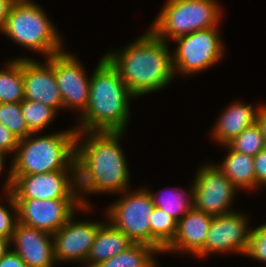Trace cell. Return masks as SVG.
<instances>
[{
    "label": "cell",
    "mask_w": 266,
    "mask_h": 267,
    "mask_svg": "<svg viewBox=\"0 0 266 267\" xmlns=\"http://www.w3.org/2000/svg\"><path fill=\"white\" fill-rule=\"evenodd\" d=\"M12 176L13 185L10 191L15 199L80 200L76 171Z\"/></svg>",
    "instance_id": "8fae6325"
},
{
    "label": "cell",
    "mask_w": 266,
    "mask_h": 267,
    "mask_svg": "<svg viewBox=\"0 0 266 267\" xmlns=\"http://www.w3.org/2000/svg\"><path fill=\"white\" fill-rule=\"evenodd\" d=\"M0 123L18 139L26 138L31 134L22 114L21 102L0 103Z\"/></svg>",
    "instance_id": "4316f807"
},
{
    "label": "cell",
    "mask_w": 266,
    "mask_h": 267,
    "mask_svg": "<svg viewBox=\"0 0 266 267\" xmlns=\"http://www.w3.org/2000/svg\"><path fill=\"white\" fill-rule=\"evenodd\" d=\"M51 20L37 1L15 0L1 33L22 48L49 58L65 50L63 37Z\"/></svg>",
    "instance_id": "5b68a950"
},
{
    "label": "cell",
    "mask_w": 266,
    "mask_h": 267,
    "mask_svg": "<svg viewBox=\"0 0 266 267\" xmlns=\"http://www.w3.org/2000/svg\"><path fill=\"white\" fill-rule=\"evenodd\" d=\"M7 155H8V157H9V154L8 153H6L5 151H3V150H0V176H1V174H2V172L3 171H5L6 172V170H5V158L7 157Z\"/></svg>",
    "instance_id": "d590c367"
},
{
    "label": "cell",
    "mask_w": 266,
    "mask_h": 267,
    "mask_svg": "<svg viewBox=\"0 0 266 267\" xmlns=\"http://www.w3.org/2000/svg\"><path fill=\"white\" fill-rule=\"evenodd\" d=\"M31 133L19 139L15 155L11 158L10 169L5 178L4 191L13 185L12 175L44 174L51 171H76L75 128L48 133ZM39 135V136H38Z\"/></svg>",
    "instance_id": "277c9868"
},
{
    "label": "cell",
    "mask_w": 266,
    "mask_h": 267,
    "mask_svg": "<svg viewBox=\"0 0 266 267\" xmlns=\"http://www.w3.org/2000/svg\"><path fill=\"white\" fill-rule=\"evenodd\" d=\"M0 68V103L24 100L23 58H12Z\"/></svg>",
    "instance_id": "7402d4cb"
},
{
    "label": "cell",
    "mask_w": 266,
    "mask_h": 267,
    "mask_svg": "<svg viewBox=\"0 0 266 267\" xmlns=\"http://www.w3.org/2000/svg\"><path fill=\"white\" fill-rule=\"evenodd\" d=\"M19 139L10 130L0 123V150L11 154L9 158L15 155Z\"/></svg>",
    "instance_id": "4dcf8cb0"
},
{
    "label": "cell",
    "mask_w": 266,
    "mask_h": 267,
    "mask_svg": "<svg viewBox=\"0 0 266 267\" xmlns=\"http://www.w3.org/2000/svg\"><path fill=\"white\" fill-rule=\"evenodd\" d=\"M227 145L234 151L253 157L266 147L264 136L257 122L245 128L228 142Z\"/></svg>",
    "instance_id": "484cf974"
},
{
    "label": "cell",
    "mask_w": 266,
    "mask_h": 267,
    "mask_svg": "<svg viewBox=\"0 0 266 267\" xmlns=\"http://www.w3.org/2000/svg\"><path fill=\"white\" fill-rule=\"evenodd\" d=\"M21 109L31 133H41L46 127L49 128L50 123L58 116L54 108L38 101L24 99L21 101Z\"/></svg>",
    "instance_id": "d4e9b609"
},
{
    "label": "cell",
    "mask_w": 266,
    "mask_h": 267,
    "mask_svg": "<svg viewBox=\"0 0 266 267\" xmlns=\"http://www.w3.org/2000/svg\"><path fill=\"white\" fill-rule=\"evenodd\" d=\"M4 194L3 198L7 200L8 207L0 202V236L11 240L18 223V209L13 193L11 191H4Z\"/></svg>",
    "instance_id": "83f0119b"
},
{
    "label": "cell",
    "mask_w": 266,
    "mask_h": 267,
    "mask_svg": "<svg viewBox=\"0 0 266 267\" xmlns=\"http://www.w3.org/2000/svg\"><path fill=\"white\" fill-rule=\"evenodd\" d=\"M249 218L241 210L213 216L204 247L194 257L203 259L227 252L245 256L252 229Z\"/></svg>",
    "instance_id": "30bf717a"
},
{
    "label": "cell",
    "mask_w": 266,
    "mask_h": 267,
    "mask_svg": "<svg viewBox=\"0 0 266 267\" xmlns=\"http://www.w3.org/2000/svg\"><path fill=\"white\" fill-rule=\"evenodd\" d=\"M246 256L266 264V223L252 227Z\"/></svg>",
    "instance_id": "f1b7e54d"
},
{
    "label": "cell",
    "mask_w": 266,
    "mask_h": 267,
    "mask_svg": "<svg viewBox=\"0 0 266 267\" xmlns=\"http://www.w3.org/2000/svg\"><path fill=\"white\" fill-rule=\"evenodd\" d=\"M147 189L152 197L153 204L177 221L193 208V184L186 192L185 189L180 187L170 188V191L161 189L158 193Z\"/></svg>",
    "instance_id": "44dd1931"
},
{
    "label": "cell",
    "mask_w": 266,
    "mask_h": 267,
    "mask_svg": "<svg viewBox=\"0 0 266 267\" xmlns=\"http://www.w3.org/2000/svg\"><path fill=\"white\" fill-rule=\"evenodd\" d=\"M22 58L24 99L41 102L59 113L63 110V99L52 67V56L44 58V62L27 56L17 57Z\"/></svg>",
    "instance_id": "9a60e30c"
},
{
    "label": "cell",
    "mask_w": 266,
    "mask_h": 267,
    "mask_svg": "<svg viewBox=\"0 0 266 267\" xmlns=\"http://www.w3.org/2000/svg\"><path fill=\"white\" fill-rule=\"evenodd\" d=\"M10 245L28 267H54L55 264L57 265L52 234L48 232L18 222Z\"/></svg>",
    "instance_id": "2e32d148"
},
{
    "label": "cell",
    "mask_w": 266,
    "mask_h": 267,
    "mask_svg": "<svg viewBox=\"0 0 266 267\" xmlns=\"http://www.w3.org/2000/svg\"><path fill=\"white\" fill-rule=\"evenodd\" d=\"M220 27L197 30L172 40L177 44L172 53L175 76L191 77L223 60L226 49Z\"/></svg>",
    "instance_id": "52a82bcc"
},
{
    "label": "cell",
    "mask_w": 266,
    "mask_h": 267,
    "mask_svg": "<svg viewBox=\"0 0 266 267\" xmlns=\"http://www.w3.org/2000/svg\"><path fill=\"white\" fill-rule=\"evenodd\" d=\"M168 45L147 29L122 49L107 51L104 57L118 71L129 91L139 98L161 91L175 80Z\"/></svg>",
    "instance_id": "7a4b0ae2"
},
{
    "label": "cell",
    "mask_w": 266,
    "mask_h": 267,
    "mask_svg": "<svg viewBox=\"0 0 266 267\" xmlns=\"http://www.w3.org/2000/svg\"><path fill=\"white\" fill-rule=\"evenodd\" d=\"M254 170L256 190L261 187L266 189V147L254 156Z\"/></svg>",
    "instance_id": "f546056e"
},
{
    "label": "cell",
    "mask_w": 266,
    "mask_h": 267,
    "mask_svg": "<svg viewBox=\"0 0 266 267\" xmlns=\"http://www.w3.org/2000/svg\"><path fill=\"white\" fill-rule=\"evenodd\" d=\"M222 12L218 0H166L149 29L168 42L197 30L221 25Z\"/></svg>",
    "instance_id": "8992f818"
},
{
    "label": "cell",
    "mask_w": 266,
    "mask_h": 267,
    "mask_svg": "<svg viewBox=\"0 0 266 267\" xmlns=\"http://www.w3.org/2000/svg\"><path fill=\"white\" fill-rule=\"evenodd\" d=\"M99 60L91 74L86 110L74 128L82 132H127L130 102L136 97L104 55Z\"/></svg>",
    "instance_id": "3957f363"
},
{
    "label": "cell",
    "mask_w": 266,
    "mask_h": 267,
    "mask_svg": "<svg viewBox=\"0 0 266 267\" xmlns=\"http://www.w3.org/2000/svg\"><path fill=\"white\" fill-rule=\"evenodd\" d=\"M212 219V215L192 208L178 221L176 235L163 254L194 257L204 247Z\"/></svg>",
    "instance_id": "e0dca14e"
},
{
    "label": "cell",
    "mask_w": 266,
    "mask_h": 267,
    "mask_svg": "<svg viewBox=\"0 0 266 267\" xmlns=\"http://www.w3.org/2000/svg\"><path fill=\"white\" fill-rule=\"evenodd\" d=\"M257 123L261 128V132L264 136L265 145H266V103H262L258 116H257Z\"/></svg>",
    "instance_id": "836d02e7"
},
{
    "label": "cell",
    "mask_w": 266,
    "mask_h": 267,
    "mask_svg": "<svg viewBox=\"0 0 266 267\" xmlns=\"http://www.w3.org/2000/svg\"><path fill=\"white\" fill-rule=\"evenodd\" d=\"M15 0H0V33L5 24L11 5Z\"/></svg>",
    "instance_id": "d6a6232c"
},
{
    "label": "cell",
    "mask_w": 266,
    "mask_h": 267,
    "mask_svg": "<svg viewBox=\"0 0 266 267\" xmlns=\"http://www.w3.org/2000/svg\"><path fill=\"white\" fill-rule=\"evenodd\" d=\"M11 248L10 239L0 237V259L9 251Z\"/></svg>",
    "instance_id": "e575fe53"
},
{
    "label": "cell",
    "mask_w": 266,
    "mask_h": 267,
    "mask_svg": "<svg viewBox=\"0 0 266 267\" xmlns=\"http://www.w3.org/2000/svg\"><path fill=\"white\" fill-rule=\"evenodd\" d=\"M178 221L162 209L154 207L150 215L151 246L159 253L173 241L177 232Z\"/></svg>",
    "instance_id": "cb8c5ba5"
},
{
    "label": "cell",
    "mask_w": 266,
    "mask_h": 267,
    "mask_svg": "<svg viewBox=\"0 0 266 267\" xmlns=\"http://www.w3.org/2000/svg\"><path fill=\"white\" fill-rule=\"evenodd\" d=\"M196 172L192 180L194 209L212 216L236 211L232 206L239 190L216 166V162H205Z\"/></svg>",
    "instance_id": "9c48e42d"
},
{
    "label": "cell",
    "mask_w": 266,
    "mask_h": 267,
    "mask_svg": "<svg viewBox=\"0 0 266 267\" xmlns=\"http://www.w3.org/2000/svg\"><path fill=\"white\" fill-rule=\"evenodd\" d=\"M156 254L160 253L154 247L134 243L126 251L101 262L96 267H159L160 263L157 262Z\"/></svg>",
    "instance_id": "603a6c76"
},
{
    "label": "cell",
    "mask_w": 266,
    "mask_h": 267,
    "mask_svg": "<svg viewBox=\"0 0 266 267\" xmlns=\"http://www.w3.org/2000/svg\"><path fill=\"white\" fill-rule=\"evenodd\" d=\"M222 147L227 150L226 157L224 156L222 164L220 162L216 166L237 187L239 192L240 190L254 192L256 190L254 157L234 151L227 144Z\"/></svg>",
    "instance_id": "ffe728a7"
},
{
    "label": "cell",
    "mask_w": 266,
    "mask_h": 267,
    "mask_svg": "<svg viewBox=\"0 0 266 267\" xmlns=\"http://www.w3.org/2000/svg\"><path fill=\"white\" fill-rule=\"evenodd\" d=\"M0 267H28L21 257L11 248L0 259Z\"/></svg>",
    "instance_id": "1f68e13d"
},
{
    "label": "cell",
    "mask_w": 266,
    "mask_h": 267,
    "mask_svg": "<svg viewBox=\"0 0 266 267\" xmlns=\"http://www.w3.org/2000/svg\"><path fill=\"white\" fill-rule=\"evenodd\" d=\"M18 222L50 234L57 232L76 212H89L80 200L15 199ZM79 210V211H78Z\"/></svg>",
    "instance_id": "4fadbf2b"
},
{
    "label": "cell",
    "mask_w": 266,
    "mask_h": 267,
    "mask_svg": "<svg viewBox=\"0 0 266 267\" xmlns=\"http://www.w3.org/2000/svg\"><path fill=\"white\" fill-rule=\"evenodd\" d=\"M133 244L134 242L107 220L99 227L83 267H96L101 262L126 251Z\"/></svg>",
    "instance_id": "d6986e66"
},
{
    "label": "cell",
    "mask_w": 266,
    "mask_h": 267,
    "mask_svg": "<svg viewBox=\"0 0 266 267\" xmlns=\"http://www.w3.org/2000/svg\"><path fill=\"white\" fill-rule=\"evenodd\" d=\"M261 105L262 103L254 107L252 103L246 104L241 100L229 103L212 125L214 127L209 130L211 131L209 136L218 146L226 145L245 128L257 122Z\"/></svg>",
    "instance_id": "ac0fdd59"
},
{
    "label": "cell",
    "mask_w": 266,
    "mask_h": 267,
    "mask_svg": "<svg viewBox=\"0 0 266 267\" xmlns=\"http://www.w3.org/2000/svg\"><path fill=\"white\" fill-rule=\"evenodd\" d=\"M125 133L77 131L75 163L77 192L82 206H92L86 195H118L130 188L128 159L121 144Z\"/></svg>",
    "instance_id": "6da1fadb"
},
{
    "label": "cell",
    "mask_w": 266,
    "mask_h": 267,
    "mask_svg": "<svg viewBox=\"0 0 266 267\" xmlns=\"http://www.w3.org/2000/svg\"><path fill=\"white\" fill-rule=\"evenodd\" d=\"M52 67L63 99V108L74 110L79 118L89 100L90 78L84 65L72 52L64 50L52 55Z\"/></svg>",
    "instance_id": "7c38bea8"
},
{
    "label": "cell",
    "mask_w": 266,
    "mask_h": 267,
    "mask_svg": "<svg viewBox=\"0 0 266 267\" xmlns=\"http://www.w3.org/2000/svg\"><path fill=\"white\" fill-rule=\"evenodd\" d=\"M138 188L134 191L126 189L118 194L122 197L110 204L104 214L132 242L151 246L150 215L155 205L149 190L146 187Z\"/></svg>",
    "instance_id": "ba28073f"
},
{
    "label": "cell",
    "mask_w": 266,
    "mask_h": 267,
    "mask_svg": "<svg viewBox=\"0 0 266 267\" xmlns=\"http://www.w3.org/2000/svg\"><path fill=\"white\" fill-rule=\"evenodd\" d=\"M73 215L52 234L56 263L75 262L83 266L89 256L94 238L104 221H77Z\"/></svg>",
    "instance_id": "5bb4252c"
}]
</instances>
